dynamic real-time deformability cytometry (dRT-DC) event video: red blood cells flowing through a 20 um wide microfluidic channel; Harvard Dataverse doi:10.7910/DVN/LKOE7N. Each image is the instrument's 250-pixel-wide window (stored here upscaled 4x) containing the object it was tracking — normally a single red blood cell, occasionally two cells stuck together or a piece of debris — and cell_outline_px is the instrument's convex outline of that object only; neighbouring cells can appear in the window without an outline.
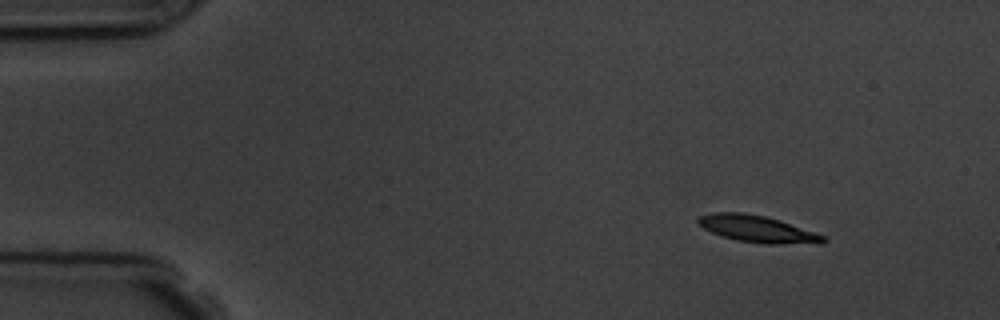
{"species": "common noctule bat (a hibernating species)", "species_latin": "Nyctalus noctula", "temperature_condition": "room temperature", "stored_images_in_passage": 10, "camera_frame_rate_fps": 3000, "um_per_image_px": 0.085, "animal": {"sex": "male", "body_mass_g": 19.5, "forearm_length_mm": 54.6}, "frame": {"image": 1, "passage_image": 1, "time_ms": 0.0, "image_size_px": [1000, 320], "cell_outline_px": [[828, 240], [820, 244], [764, 244], [736, 240], [720, 236], [696, 224], [696, 220], [700, 216], [712, 212], [744, 212], [764, 216], [780, 220], [824, 236]], "centroid_in_image_um": [64.35, 19.47], "position_along_channel_um": 20.6, "area_um2": 19.71}}
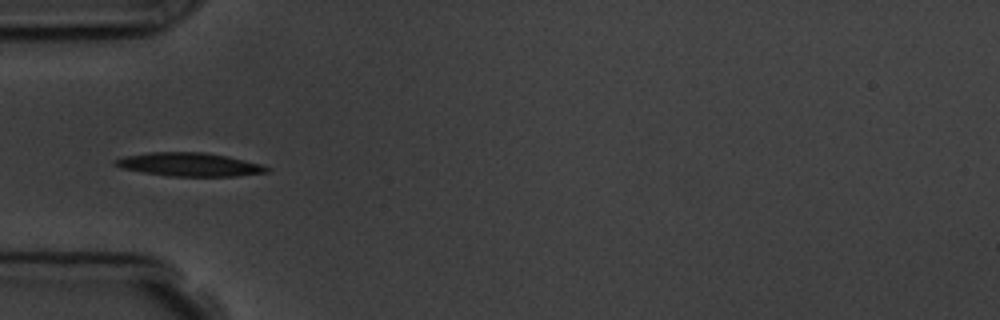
{"frame": {"image": 2, "passage_image": 4, "time_ms": 3.667, "image_size_px": [1000, 320], "cell_outline_px": [[268, 172], [236, 176], [168, 176], [120, 168], [112, 164], [112, 160], [124, 156], [148, 152], [204, 152], [244, 160], [260, 164], [268, 168]], "centroid_in_image_um": [16.01, 13.98], "position_along_channel_um": 69.0, "area_um2": 20.63}}
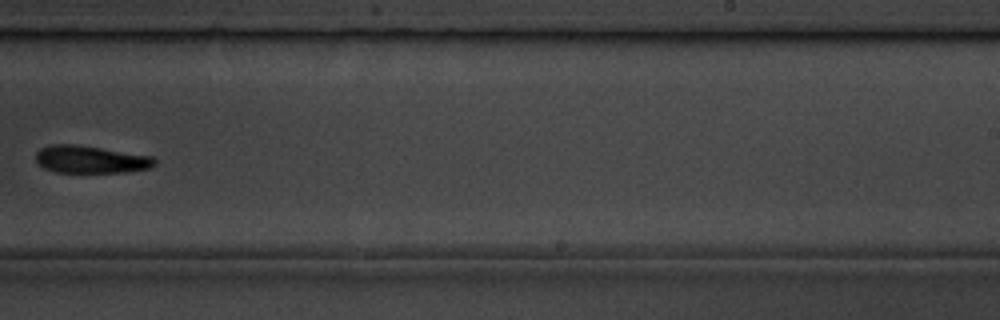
{"frame": {"image": 3, "passage_image": 9, "time_ms": 9.333, "image_size_px": [1000, 320], "cell_outline_px": [[156, 164], [152, 168], [128, 172], [56, 172], [44, 168], [36, 160], [36, 152], [40, 148], [48, 144], [76, 144], [152, 156], [156, 160]], "centroid_in_image_um": [7.71, 13.55], "position_along_channel_um": 281.3, "area_um2": 19.13}}